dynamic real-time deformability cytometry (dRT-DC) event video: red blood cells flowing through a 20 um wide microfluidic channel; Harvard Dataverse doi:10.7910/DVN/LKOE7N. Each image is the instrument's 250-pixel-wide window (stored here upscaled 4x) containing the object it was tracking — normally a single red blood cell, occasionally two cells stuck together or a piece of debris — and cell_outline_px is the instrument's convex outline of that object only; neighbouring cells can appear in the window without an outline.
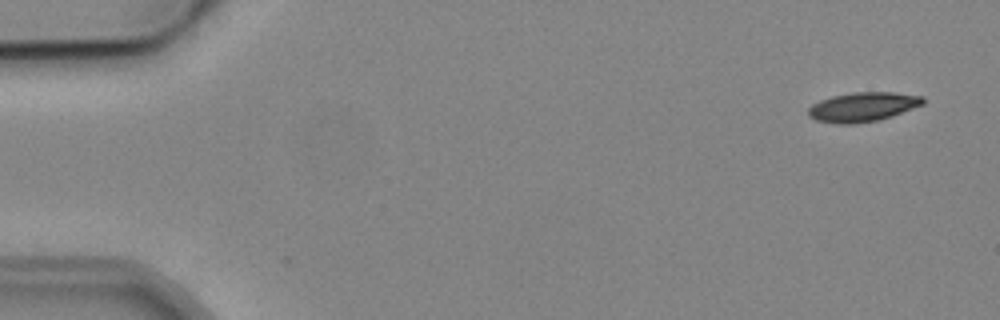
{"species": "common noctule bat (a hibernating species)", "species_latin": "Nyctalus noctula", "temperature_condition": "cold", "stored_images_in_passage": 4, "camera_frame_rate_fps": 3000, "um_per_image_px": 0.085, "animal": {"sex": "male", "body_mass_g": 19.2, "forearm_length_mm": 51.8}, "frame": {"image": 1, "passage_image": 1, "time_ms": 0.0, "image_size_px": [1000, 320], "cell_outline_px": [[924, 104], [892, 116], [880, 120], [856, 124], [836, 124], [816, 120], [808, 116], [808, 108], [812, 104], [820, 100], [832, 96], [852, 92], [892, 92], [924, 96]], "centroid_in_image_um": [73.33, 9.09], "position_along_channel_um": 11.7, "area_um2": 19.83}}
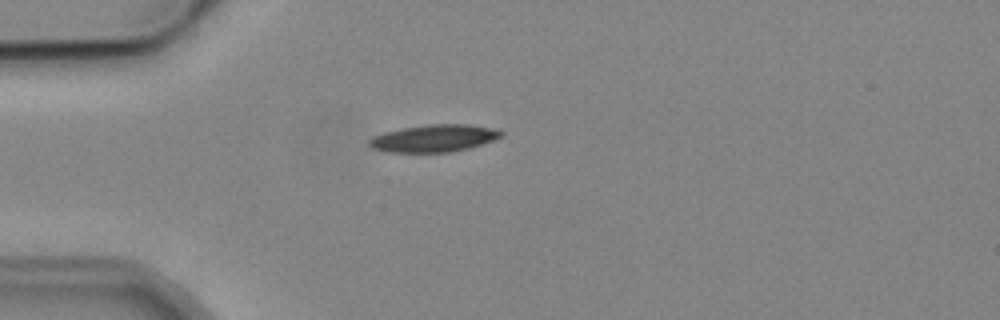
{"frame": {"image": 2, "passage_image": 4, "time_ms": 4.0, "image_size_px": [1000, 320], "cell_outline_px": [[504, 132], [500, 136], [492, 140], [468, 148], [452, 152], [388, 152], [372, 148], [368, 144], [368, 140], [372, 136], [384, 132], [404, 128], [428, 124], [468, 124], [496, 128]], "centroid_in_image_um": [36.87, 11.75], "position_along_channel_um": 48.1, "area_um2": 20.92}}